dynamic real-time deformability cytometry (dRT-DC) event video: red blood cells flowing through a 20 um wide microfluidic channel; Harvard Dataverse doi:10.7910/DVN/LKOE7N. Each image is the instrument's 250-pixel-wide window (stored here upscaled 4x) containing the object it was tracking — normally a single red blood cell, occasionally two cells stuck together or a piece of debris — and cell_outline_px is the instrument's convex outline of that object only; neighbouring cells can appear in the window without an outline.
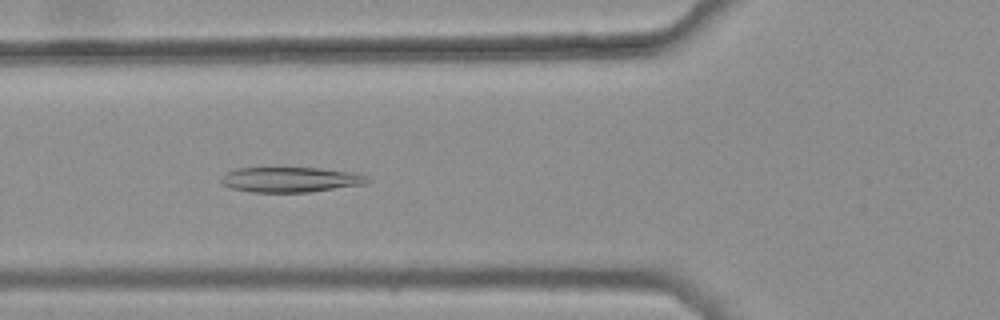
{"species": "common noctule bat (a hibernating species)", "species_latin": "Nyctalus noctula", "temperature_condition": "warm", "stored_images_in_passage": 42, "camera_frame_rate_fps": 3000, "um_per_image_px": 0.085, "animal": {"sex": "female", "body_mass_g": 25.1}, "frame": {"image": 1, "passage_image": 16, "time_ms": 5.0, "image_size_px": [1000, 320], "cell_outline_px": [[372, 180], [364, 184], [308, 192], [252, 192], [232, 188], [220, 184], [220, 176], [236, 168], [320, 168], [360, 172], [368, 176]], "centroid_in_image_um": [24.73, 15.26], "position_along_channel_um": 101.1, "area_um2": 21.68}}
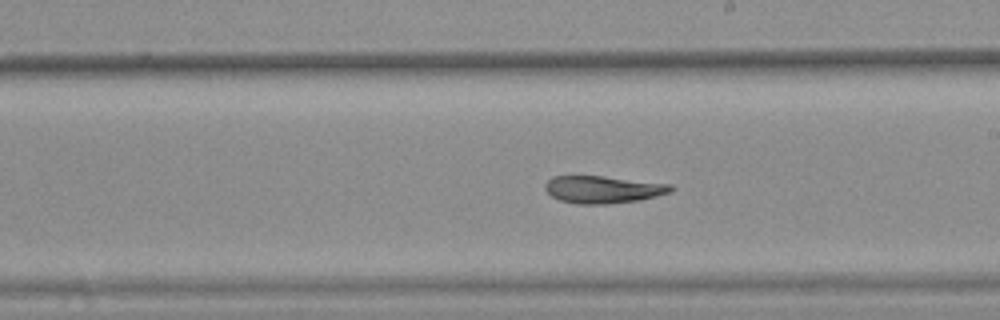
{"frame": {"image": 2, "passage_image": 27, "time_ms": 8.667, "image_size_px": [1000, 320], "cell_outline_px": [[676, 188], [672, 192], [640, 200], [604, 204], [576, 204], [560, 200], [552, 196], [544, 188], [544, 184], [552, 176], [604, 176], [672, 184]], "centroid_in_image_um": [51.29, 16.1], "position_along_channel_um": 237.7, "area_um2": 20.17}}
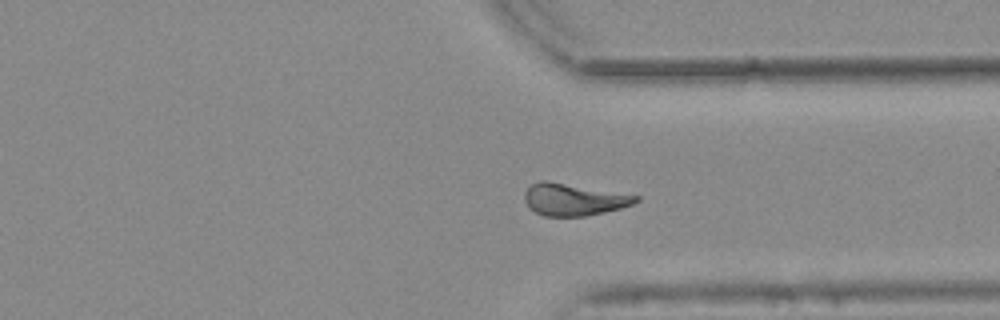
{"frame": {"image": 3, "passage_image": 37, "time_ms": 12.0, "image_size_px": [1000, 320], "cell_outline_px": [[640, 200], [632, 204], [620, 208], [604, 212], [584, 216], [544, 216], [528, 208], [524, 200], [524, 192], [532, 184], [540, 180], [548, 180], [640, 196]], "centroid_in_image_um": [48.73, 16.95], "position_along_channel_um": 362.7, "area_um2": 20.81}, "authors_computed_cell_mechanics": {"area_um2": 21.1259, "velocity_mm_per_s": 3.7352, "shape_relaxation_time_tau1_ms": null, "shape_relaxation_time_tau2_ms": 8.6348, "deformation_change_tau1": null, "deformation_change_tau2": 0.1632}}